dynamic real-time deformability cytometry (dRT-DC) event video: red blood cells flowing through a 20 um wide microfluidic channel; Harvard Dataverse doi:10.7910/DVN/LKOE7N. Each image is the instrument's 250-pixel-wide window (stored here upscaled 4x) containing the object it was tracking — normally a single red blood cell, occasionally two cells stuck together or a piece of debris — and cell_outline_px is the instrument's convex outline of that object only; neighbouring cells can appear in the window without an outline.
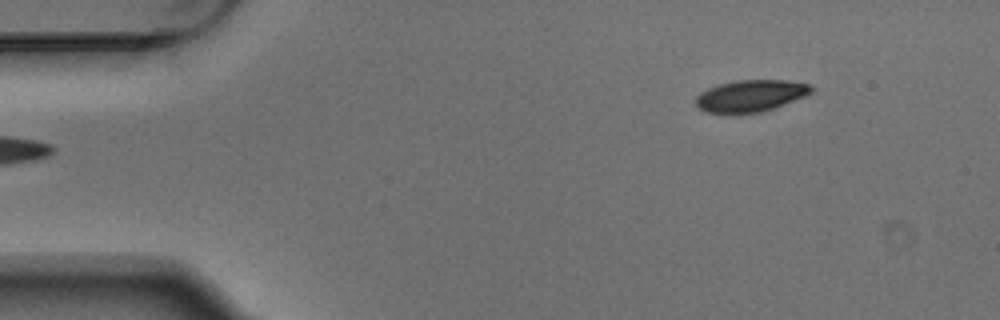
{"species": "Egyptian fruit bat (a non-hibernating species)", "species_latin": "Rousettus aegyptiacus", "temperature_condition": "warm", "stored_images_in_passage": 5, "segment_of_instrument_passage": [2, 2], "camera_frame_rate_fps": 3000, "um_per_image_px": 0.085, "animal": {"sex": "male"}, "frame": {"image": 1, "passage_image": 5, "time_ms": 1.333, "image_size_px": [1000, 320], "cell_outline_px": [[816, 88], [812, 92], [804, 96], [772, 108], [760, 112], [704, 112], [696, 104], [696, 96], [700, 92], [708, 88], [720, 84], [736, 80], [788, 80], [812, 84]], "centroid_in_image_um": [63.84, 8.11], "position_along_channel_um": 21.2, "area_um2": 21.1}}